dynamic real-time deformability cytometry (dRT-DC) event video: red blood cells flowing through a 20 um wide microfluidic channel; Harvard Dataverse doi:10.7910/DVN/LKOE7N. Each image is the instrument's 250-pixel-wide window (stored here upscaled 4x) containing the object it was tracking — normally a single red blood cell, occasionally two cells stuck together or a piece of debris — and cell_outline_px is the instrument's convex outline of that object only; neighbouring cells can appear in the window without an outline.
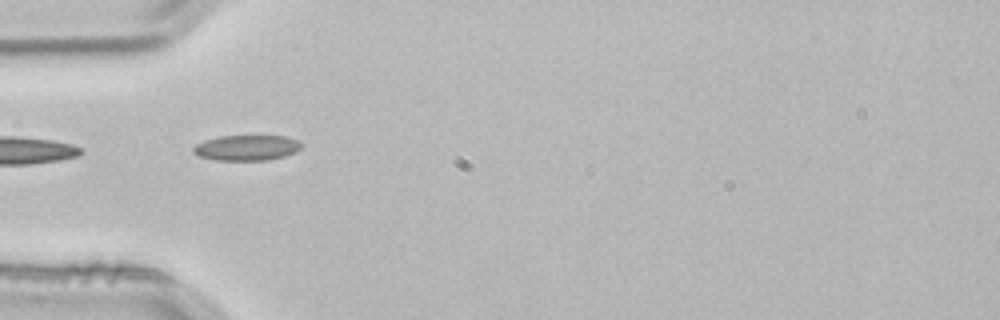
{"species": "common noctule bat (a hibernating species)", "species_latin": "Nyctalus noctula", "temperature_condition": "room temperature", "stored_images_in_passage": 1, "camera_frame_rate_fps": 3000, "um_per_image_px": 0.085, "animal": {"sex": "male", "body_mass_g": 21.5, "forearm_length_mm": 52.0}, "frame": {"image": 1, "passage_image": 1, "time_ms": 0.0, "image_size_px": [1000, 320], "cell_outline_px": [[304, 144], [296, 152], [284, 156], [268, 160], [216, 160], [200, 156], [192, 152], [192, 148], [196, 144], [204, 140], [220, 136], [284, 136], [300, 140]], "centroid_in_image_um": [20.99, 12.55], "position_along_channel_um": 64.0, "area_um2": 16.13}}